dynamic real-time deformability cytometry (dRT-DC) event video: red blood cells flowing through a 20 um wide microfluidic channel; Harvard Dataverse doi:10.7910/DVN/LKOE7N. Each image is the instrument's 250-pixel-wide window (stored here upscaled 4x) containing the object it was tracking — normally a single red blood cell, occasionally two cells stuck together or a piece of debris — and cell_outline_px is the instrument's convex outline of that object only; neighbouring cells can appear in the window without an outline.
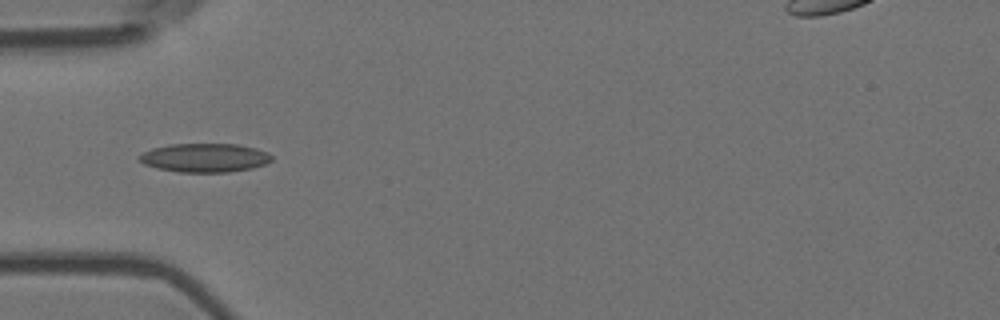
{"species": "Egyptian fruit bat (a non-hibernating species)", "species_latin": "Rousettus aegyptiacus", "temperature_condition": "room temperature", "stored_images_in_passage": 56, "camera_frame_rate_fps": 3000, "um_per_image_px": 0.085, "animal": {"sex": "female"}, "frame": {"image": 1, "passage_image": 18, "time_ms": 5.667, "image_size_px": [1000, 320], "cell_outline_px": [[272, 160], [264, 164], [252, 168], [228, 172], [180, 172], [156, 168], [144, 164], [136, 160], [136, 156], [152, 148], [168, 144], [236, 144], [256, 148], [268, 152], [272, 156]], "centroid_in_image_um": [17.36, 13.4], "position_along_channel_um": 67.6, "area_um2": 22.37}}
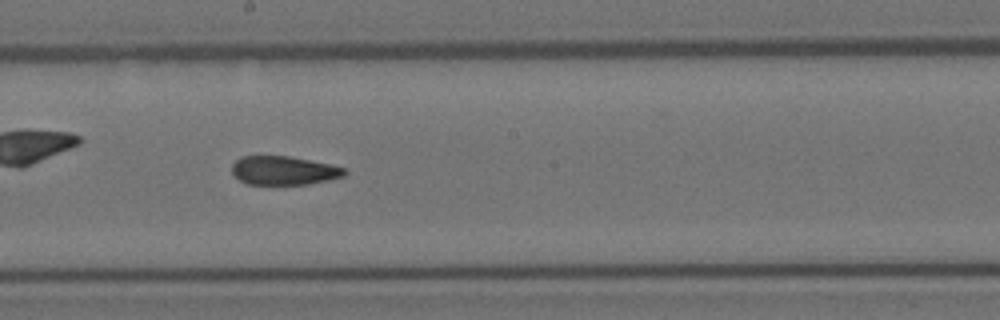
{"frame": {"image": 2, "passage_image": 31, "time_ms": 10.0, "image_size_px": [1000, 320], "cell_outline_px": [[348, 172], [344, 176], [328, 180], [308, 184], [248, 184], [240, 180], [232, 172], [232, 164], [240, 156], [288, 156], [332, 164], [344, 168]], "centroid_in_image_um": [24.14, 14.49], "position_along_channel_um": 224.1, "area_um2": 18.84}}
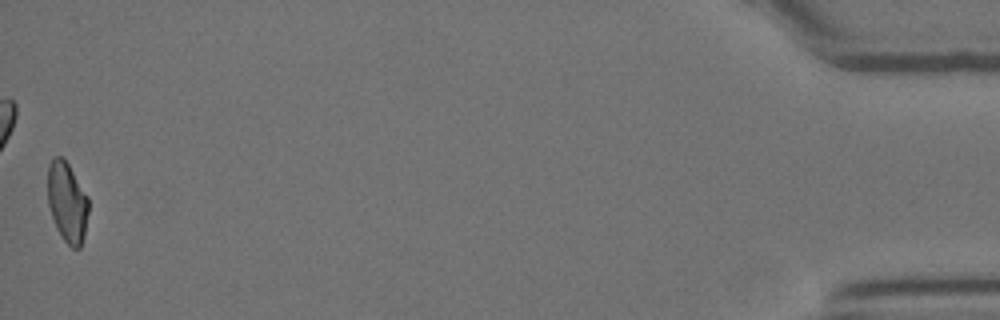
{"frame": {"image": 3, "passage_image": 56, "time_ms": 18.333, "image_size_px": [1000, 320], "cell_outline_px": [[88, 212], [84, 236], [80, 248], [72, 248], [64, 240], [56, 228], [48, 204], [48, 164], [56, 156], [60, 156], [68, 164], [88, 196]], "centroid_in_image_um": [5.71, 17.2], "position_along_channel_um": 429.5, "area_um2": 18.9}, "authors_computed_cell_mechanics": {"area_um2": 20.4034, "velocity_mm_per_s": 3.6012, "shape_relaxation_time_tau1_ms": null, "shape_relaxation_time_tau2_ms": 4.0563, "deformation_change_tau1": null, "deformation_change_tau2": 0.1085}}